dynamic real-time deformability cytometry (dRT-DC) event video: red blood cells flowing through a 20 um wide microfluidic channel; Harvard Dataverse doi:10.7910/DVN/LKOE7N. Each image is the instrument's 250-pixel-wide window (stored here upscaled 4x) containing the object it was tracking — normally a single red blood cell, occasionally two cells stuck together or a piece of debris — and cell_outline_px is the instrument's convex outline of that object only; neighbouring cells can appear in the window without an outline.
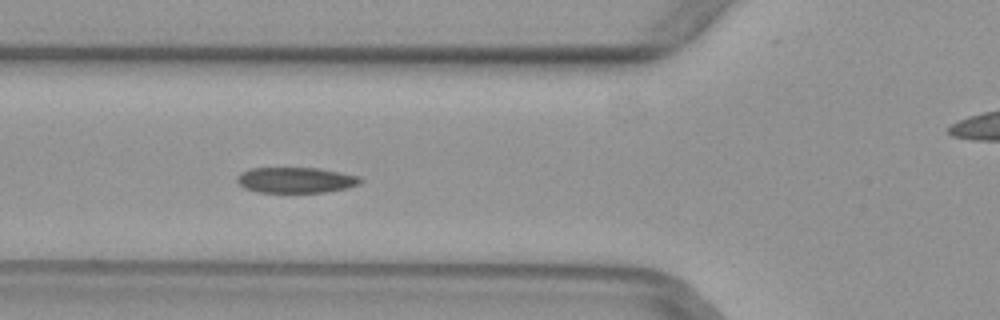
{"species": "common noctule bat (a hibernating species)", "species_latin": "Nyctalus noctula", "temperature_condition": "warm", "stored_images_in_passage": 39, "camera_frame_rate_fps": 3000, "um_per_image_px": 0.085, "animal": {"sex": "female", "body_mass_g": 29.2, "forearm_length_mm": 56.3}, "frame": {"image": 1, "passage_image": 6, "time_ms": 1.667, "image_size_px": [1000, 320], "cell_outline_px": [[364, 180], [360, 184], [348, 188], [324, 192], [256, 192], [244, 188], [236, 180], [236, 176], [240, 172], [248, 168], [320, 168], [360, 176]], "centroid_in_image_um": [25.15, 15.3], "position_along_channel_um": 100.7, "area_um2": 18.67}}
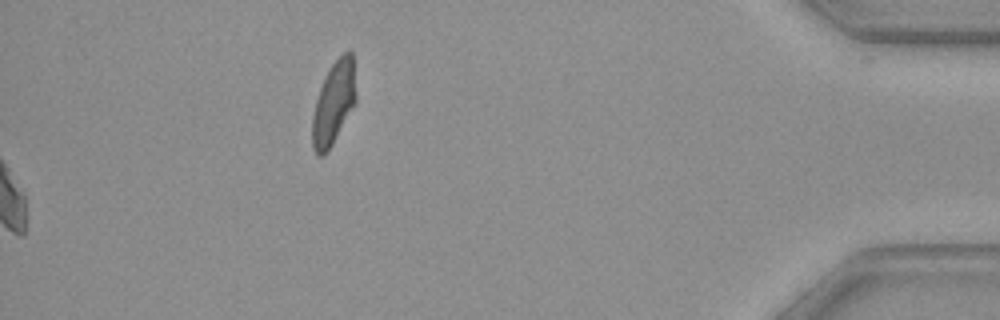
{"frame": {"image": 2, "passage_image": 39, "time_ms": 12.667, "image_size_px": [1000, 320], "cell_outline_px": [[356, 104], [332, 144], [324, 156], [316, 156], [312, 148], [312, 116], [316, 100], [324, 76], [328, 68], [344, 52], [352, 52], [356, 96]], "centroid_in_image_um": [28.35, 8.79], "position_along_channel_um": 406.9, "area_um2": 21.21}}